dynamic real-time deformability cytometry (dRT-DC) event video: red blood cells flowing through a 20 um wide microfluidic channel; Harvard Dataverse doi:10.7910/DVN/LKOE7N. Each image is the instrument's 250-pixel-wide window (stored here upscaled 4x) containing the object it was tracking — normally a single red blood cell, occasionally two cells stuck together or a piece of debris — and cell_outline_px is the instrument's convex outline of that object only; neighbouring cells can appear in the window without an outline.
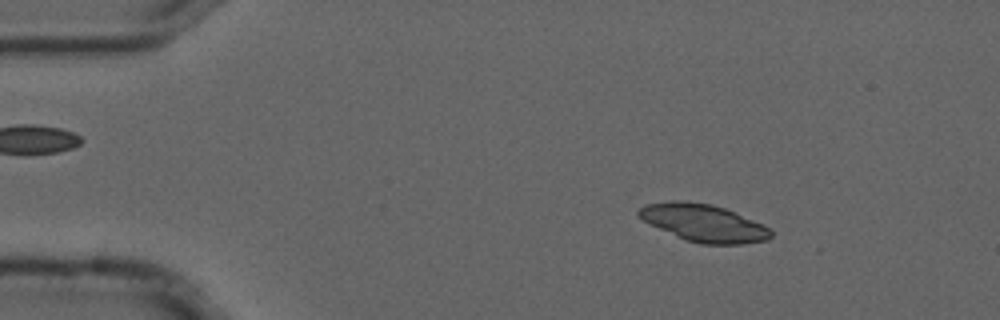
{"species": "common noctule bat (a hibernating species)", "species_latin": "Nyctalus noctula", "temperature_condition": "cold", "stored_images_in_passage": 55, "segment_of_instrument_passage": [1, 2], "camera_frame_rate_fps": 3000, "um_per_image_px": 0.085, "animal": {"sex": "male", "forearm_length_mm": 52.5}, "frame": {"image": 1, "passage_image": 9, "time_ms": 2.667, "image_size_px": [1000, 320], "cell_outline_px": [[772, 236], [768, 240], [740, 244], [700, 244], [684, 240], [648, 224], [636, 212], [644, 204], [672, 200], [688, 200], [712, 204], [736, 212], [764, 224], [772, 232]], "centroid_in_image_um": [59.79, 18.94], "position_along_channel_um": 25.2, "area_um2": 29.19}}